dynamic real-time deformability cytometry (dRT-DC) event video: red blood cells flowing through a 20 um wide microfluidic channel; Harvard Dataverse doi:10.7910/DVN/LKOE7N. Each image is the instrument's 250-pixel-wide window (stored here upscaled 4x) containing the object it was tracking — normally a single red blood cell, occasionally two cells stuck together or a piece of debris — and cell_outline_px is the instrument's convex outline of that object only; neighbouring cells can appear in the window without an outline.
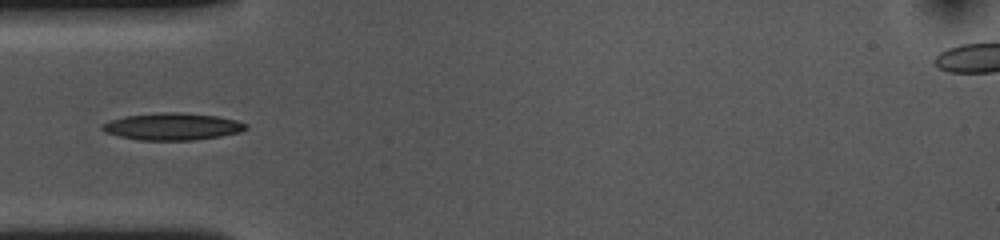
{"species": "common noctule bat (a hibernating species)", "species_latin": "Nyctalus noctula", "temperature_condition": "cold", "stored_images_in_passage": 18, "camera_frame_rate_fps": 3000, "um_per_image_px": 0.085, "animal": {"sex": "female", "body_mass_g": 10.0, "forearm_length_mm": 53.1}, "frame": {"image": 1, "passage_image": 3, "time_ms": 0.667, "image_size_px": [1000, 240], "cell_outline_px": [[248, 128], [240, 132], [220, 136], [192, 140], [140, 140], [120, 136], [104, 132], [100, 128], [100, 124], [124, 116], [160, 112], [180, 112], [216, 116], [236, 120], [248, 124]], "centroid_in_image_um": [14.64, 10.75], "position_along_channel_um": 70.4, "area_um2": 22.66}}
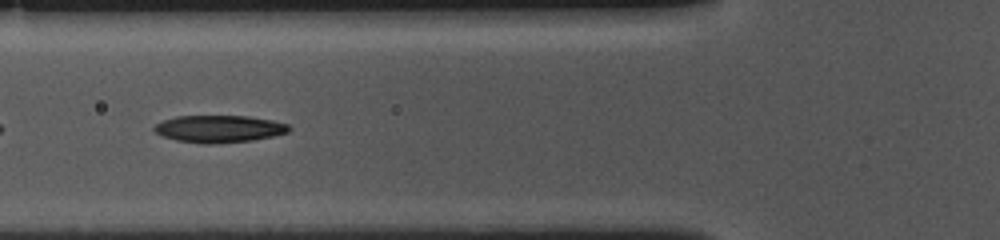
{"frame": {"image": 2, "passage_image": 6, "time_ms": 1.667, "image_size_px": [1000, 240], "cell_outline_px": [[292, 128], [288, 132], [272, 136], [252, 140], [212, 144], [204, 144], [176, 140], [164, 136], [156, 132], [152, 128], [156, 124], [164, 120], [176, 116], [248, 116], [272, 120], [288, 124]], "centroid_in_image_um": [18.63, 10.95], "position_along_channel_um": 107.2, "area_um2": 21.27}}
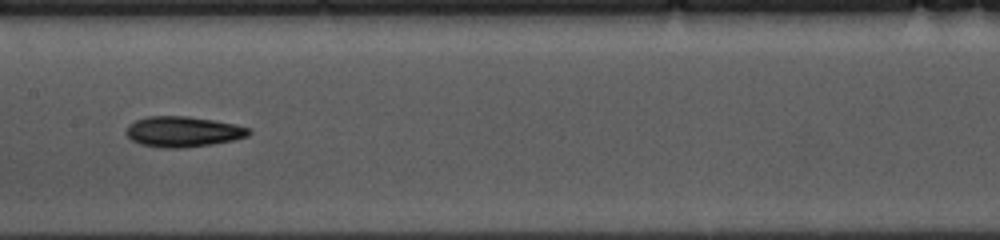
{"frame": {"image": 3, "passage_image": 13, "time_ms": 4.0, "image_size_px": [1000, 240], "cell_outline_px": [[252, 132], [248, 136], [236, 140], [212, 144], [184, 148], [160, 148], [140, 144], [132, 140], [124, 132], [128, 124], [136, 120], [148, 116], [188, 116], [236, 124], [248, 128]], "centroid_in_image_um": [15.55, 11.2], "position_along_channel_um": 191.9, "area_um2": 22.02}}